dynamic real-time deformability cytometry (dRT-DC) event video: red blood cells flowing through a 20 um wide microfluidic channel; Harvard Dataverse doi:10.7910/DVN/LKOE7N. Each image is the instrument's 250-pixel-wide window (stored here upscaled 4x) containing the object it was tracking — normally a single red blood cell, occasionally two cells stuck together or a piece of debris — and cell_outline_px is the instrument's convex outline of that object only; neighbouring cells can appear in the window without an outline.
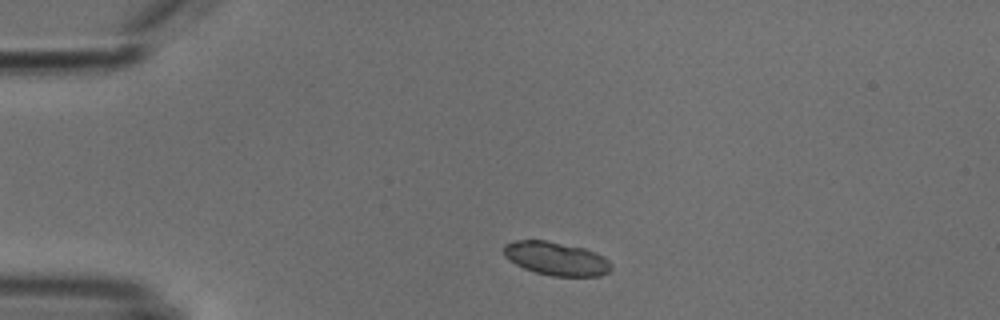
{"species": "common noctule bat (a hibernating species)", "species_latin": "Nyctalus noctula", "temperature_condition": "cold", "stored_images_in_passage": 34, "camera_frame_rate_fps": 3000, "um_per_image_px": 0.085, "animal": {"sex": "male", "body_mass_g": 18.8}, "frame": {"image": 1, "passage_image": 4, "time_ms": 1.0, "image_size_px": [1000, 320], "cell_outline_px": [[612, 268], [608, 272], [600, 276], [552, 276], [536, 272], [524, 268], [508, 260], [504, 256], [504, 244], [516, 240], [544, 240], [584, 248], [596, 252], [604, 256], [612, 264]], "centroid_in_image_um": [47.29, 21.98], "position_along_channel_um": 37.7, "area_um2": 20.98}}
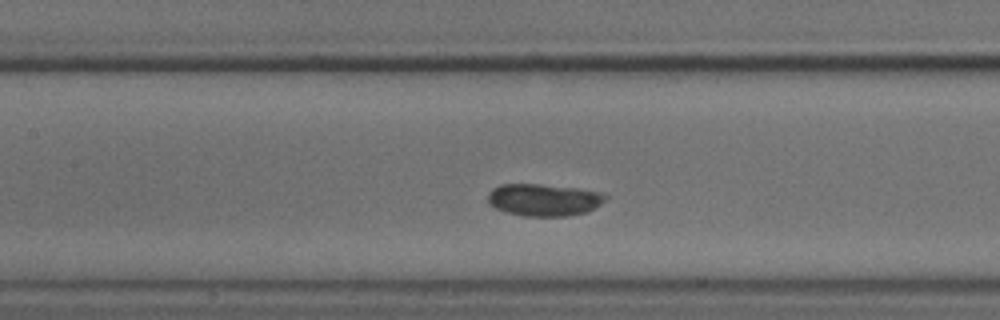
{"frame": {"image": 2, "passage_image": 17, "time_ms": 5.333, "image_size_px": [1000, 320], "cell_outline_px": [[608, 200], [588, 212], [564, 216], [524, 216], [504, 212], [488, 204], [488, 192], [492, 188], [500, 184], [540, 184], [576, 188], [600, 192], [608, 196]], "centroid_in_image_um": [46.22, 16.99], "position_along_channel_um": 161.2, "area_um2": 22.31}}
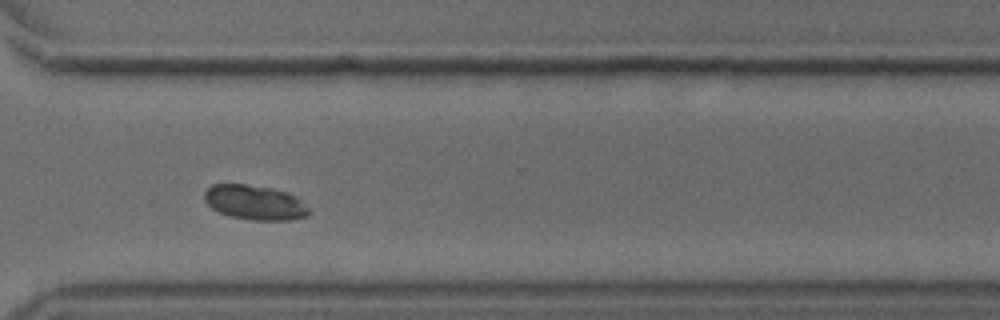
{"frame": {"image": 3, "passage_image": 32, "time_ms": 10.333, "image_size_px": [1000, 320], "cell_outline_px": [[312, 212], [308, 216], [292, 220], [248, 220], [228, 216], [212, 208], [204, 200], [204, 192], [212, 184], [244, 184], [272, 188], [288, 192], [296, 196]], "centroid_in_image_um": [21.67, 17.22], "position_along_channel_um": 348.9, "area_um2": 21.33}, "authors_computed_cell_mechanics": {"area_um2": 21.5016, "velocity_mm_per_s": 3.7576, "shape_relaxation_time_tau1_ms": 3.8339, "shape_relaxation_time_tau2_ms": null, "deformation_change_tau1": 0.1009, "deformation_change_tau2": null}}